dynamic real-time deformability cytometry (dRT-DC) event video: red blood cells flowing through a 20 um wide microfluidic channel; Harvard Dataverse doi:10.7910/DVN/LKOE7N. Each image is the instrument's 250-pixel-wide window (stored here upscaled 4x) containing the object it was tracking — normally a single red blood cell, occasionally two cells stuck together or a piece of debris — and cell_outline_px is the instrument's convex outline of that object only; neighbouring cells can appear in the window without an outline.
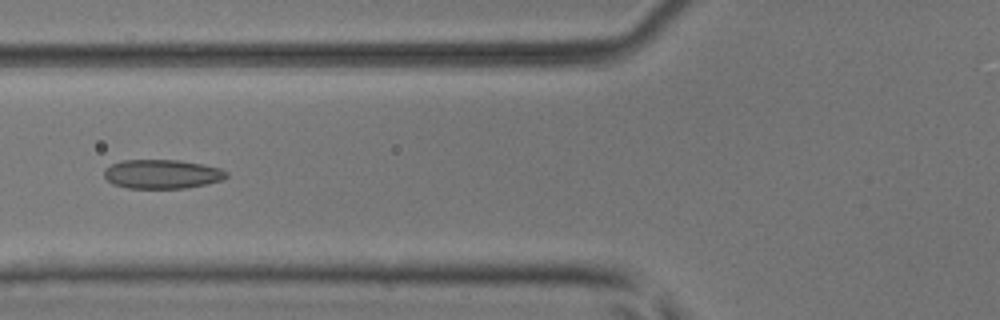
{"species": "common noctule bat (a hibernating species)", "species_latin": "Nyctalus noctula", "temperature_condition": "room temperature", "stored_images_in_passage": 5, "camera_frame_rate_fps": 3000, "um_per_image_px": 0.085, "animal": {"sex": "male", "body_mass_g": 17.9, "forearm_length_mm": 54.2}, "frame": {"image": 1, "passage_image": 5, "time_ms": 1.333, "image_size_px": [1000, 320], "cell_outline_px": [[228, 176], [220, 180], [208, 184], [188, 188], [128, 188], [112, 184], [104, 176], [104, 168], [112, 164], [124, 160], [180, 160], [220, 168], [228, 172]], "centroid_in_image_um": [13.77, 14.8], "position_along_channel_um": 112.0, "area_um2": 20.75}}